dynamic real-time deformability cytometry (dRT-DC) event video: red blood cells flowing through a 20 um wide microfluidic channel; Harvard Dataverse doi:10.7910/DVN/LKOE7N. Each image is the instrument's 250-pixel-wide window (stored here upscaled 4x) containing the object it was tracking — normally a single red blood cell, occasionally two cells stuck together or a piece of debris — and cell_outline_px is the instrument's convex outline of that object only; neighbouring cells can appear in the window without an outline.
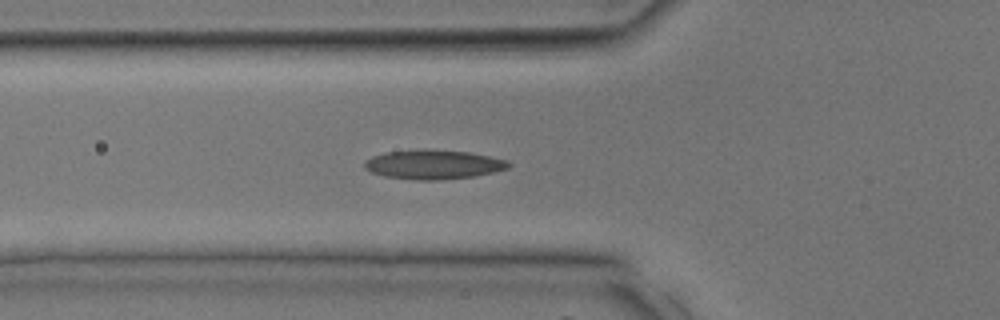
{"species": "common noctule bat (a hibernating species)", "species_latin": "Nyctalus noctula", "temperature_condition": "room temperature", "stored_images_in_passage": 35, "segment_of_instrument_passage": [1, 2], "camera_frame_rate_fps": 3000, "um_per_image_px": 0.085, "animal": {"sex": "male", "body_mass_g": 17.9, "forearm_length_mm": 54.2}, "frame": {"image": 1, "passage_image": 12, "time_ms": 3.667, "image_size_px": [1000, 320], "cell_outline_px": [[512, 164], [508, 168], [476, 176], [436, 180], [416, 180], [384, 176], [372, 172], [364, 168], [364, 160], [372, 156], [388, 152], [428, 148], [468, 152], [508, 160]], "centroid_in_image_um": [36.83, 13.97], "position_along_channel_um": 89.0, "area_um2": 24.68}}
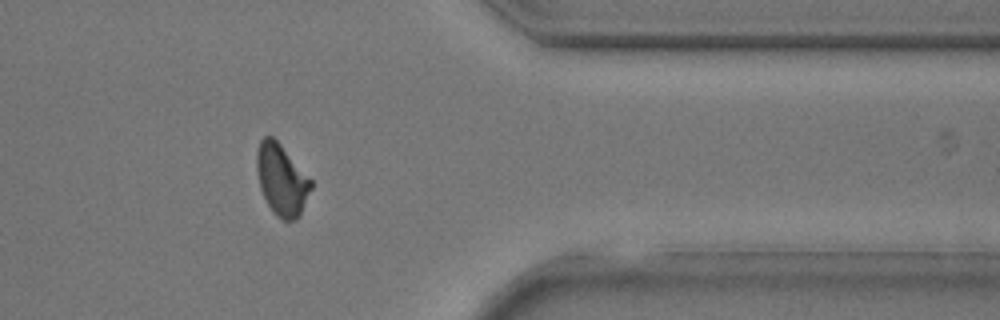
{"frame": {"image": 2, "passage_image": 28, "time_ms": 9.0, "image_size_px": [1000, 320], "cell_outline_px": [[312, 188], [300, 216], [296, 220], [284, 220], [276, 216], [272, 212], [260, 188], [256, 168], [256, 152], [260, 140], [264, 136], [272, 136], [280, 144], [312, 180]], "centroid_in_image_um": [23.94, 15.29], "position_along_channel_um": 387.5, "area_um2": 22.54}}
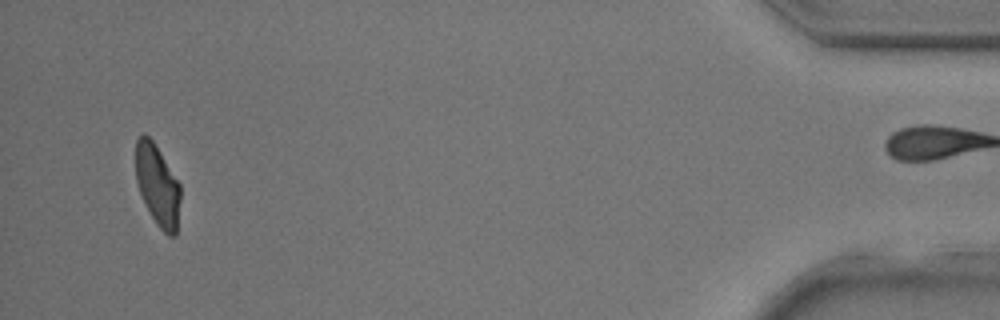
{"frame": {"image": 3, "passage_image": 33, "time_ms": 10.667, "image_size_px": [1000, 320], "cell_outline_px": [[180, 200], [176, 236], [168, 236], [156, 224], [140, 192], [136, 180], [136, 140], [144, 132], [152, 140], [160, 152], [180, 184]], "centroid_in_image_um": [13.4, 15.75], "position_along_channel_um": 421.8, "area_um2": 20.87}}